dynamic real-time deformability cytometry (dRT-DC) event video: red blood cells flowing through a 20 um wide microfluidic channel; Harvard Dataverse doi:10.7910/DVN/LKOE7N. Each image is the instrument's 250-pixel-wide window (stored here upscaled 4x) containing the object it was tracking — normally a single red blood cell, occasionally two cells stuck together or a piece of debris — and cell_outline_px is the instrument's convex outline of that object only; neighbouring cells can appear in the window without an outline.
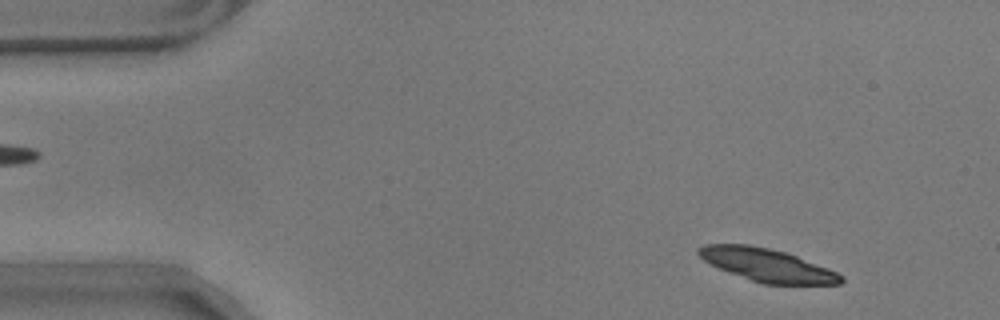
{"species": "common noctule bat (a hibernating species)", "species_latin": "Nyctalus noctula", "temperature_condition": "warm", "stored_images_in_passage": 56, "segment_of_instrument_passage": [1, 2], "camera_frame_rate_fps": 3000, "um_per_image_px": 0.085, "animal": {"sex": "male", "body_mass_g": 17.9}, "frame": {"image": 1, "passage_image": 4, "time_ms": 1.0, "image_size_px": [1000, 320], "cell_outline_px": [[844, 280], [840, 284], [764, 284], [752, 280], [720, 268], [704, 260], [696, 252], [696, 248], [704, 244], [748, 244], [768, 248], [784, 252], [796, 256], [828, 268], [844, 276]], "centroid_in_image_um": [65.21, 22.52], "position_along_channel_um": 19.8, "area_um2": 26.93}}